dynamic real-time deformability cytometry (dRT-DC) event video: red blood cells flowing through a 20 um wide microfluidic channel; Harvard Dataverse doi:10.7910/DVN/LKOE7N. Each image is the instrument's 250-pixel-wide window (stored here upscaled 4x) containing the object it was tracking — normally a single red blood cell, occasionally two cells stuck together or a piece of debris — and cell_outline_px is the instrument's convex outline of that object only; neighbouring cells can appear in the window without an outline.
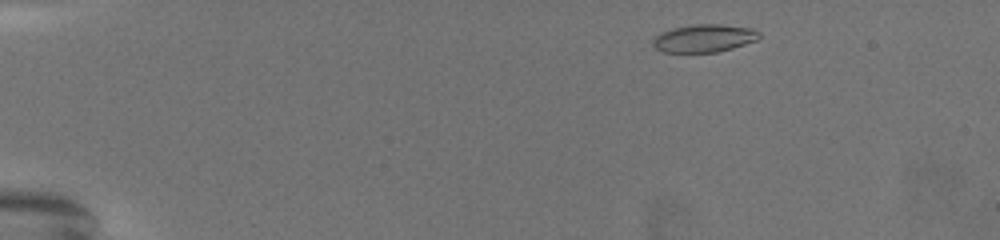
{"species": "common noctule bat (a hibernating species)", "species_latin": "Nyctalus noctula", "temperature_condition": "warm", "stored_images_in_passage": 64, "camera_frame_rate_fps": 3000, "um_per_image_px": 0.085, "animal": {"sex": "female", "body_mass_g": 19.5, "forearm_length_mm": 54.1}, "frame": {"image": 1, "passage_image": 4, "time_ms": 1.0, "image_size_px": [1000, 240], "cell_outline_px": [[760, 36], [756, 40], [732, 48], [716, 52], [664, 52], [656, 48], [652, 44], [652, 40], [656, 36], [672, 28], [696, 24], [720, 24], [752, 28], [760, 32]], "centroid_in_image_um": [59.86, 3.25], "position_along_channel_um": 25.1, "area_um2": 17.05}}
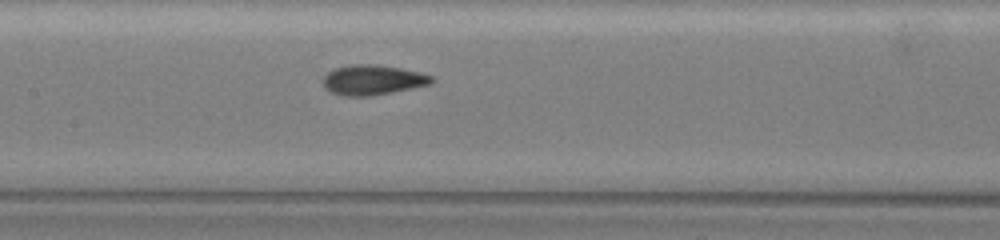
{"frame": {"image": 2, "passage_image": 30, "time_ms": 9.667, "image_size_px": [1000, 240], "cell_outline_px": [[436, 80], [432, 84], [372, 96], [340, 96], [328, 92], [324, 88], [324, 76], [328, 72], [336, 68], [348, 64], [376, 64], [400, 68], [420, 72], [432, 76]], "centroid_in_image_um": [31.68, 6.8], "position_along_channel_um": 175.7, "area_um2": 19.25}}
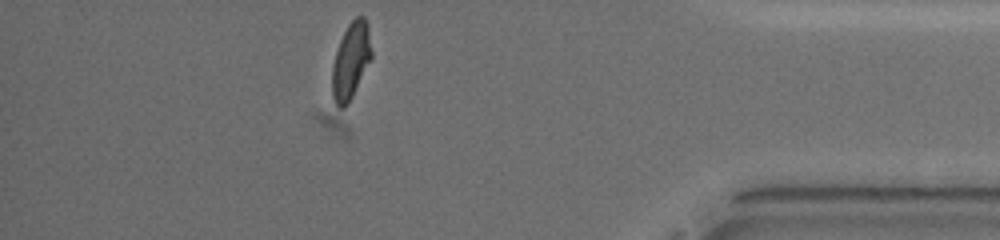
{"frame": {"image": 3, "passage_image": 56, "time_ms": 18.333, "image_size_px": [1000, 240], "cell_outline_px": [[372, 56], [348, 104], [344, 108], [340, 108], [336, 104], [332, 96], [332, 64], [340, 40], [348, 24], [356, 16], [364, 16], [368, 24], [372, 52]], "centroid_in_image_um": [29.82, 5.14], "position_along_channel_um": 405.4, "area_um2": 17.4}, "authors_computed_cell_mechanics": {"area_um2": 17.9469, "velocity_mm_per_s": 3.0306, "shape_relaxation_time_tau1_ms": 6.7569, "shape_relaxation_time_tau2_ms": 1.5873, "deformation_change_tau1": 0.1819, "deformation_change_tau2": 0.0823}}